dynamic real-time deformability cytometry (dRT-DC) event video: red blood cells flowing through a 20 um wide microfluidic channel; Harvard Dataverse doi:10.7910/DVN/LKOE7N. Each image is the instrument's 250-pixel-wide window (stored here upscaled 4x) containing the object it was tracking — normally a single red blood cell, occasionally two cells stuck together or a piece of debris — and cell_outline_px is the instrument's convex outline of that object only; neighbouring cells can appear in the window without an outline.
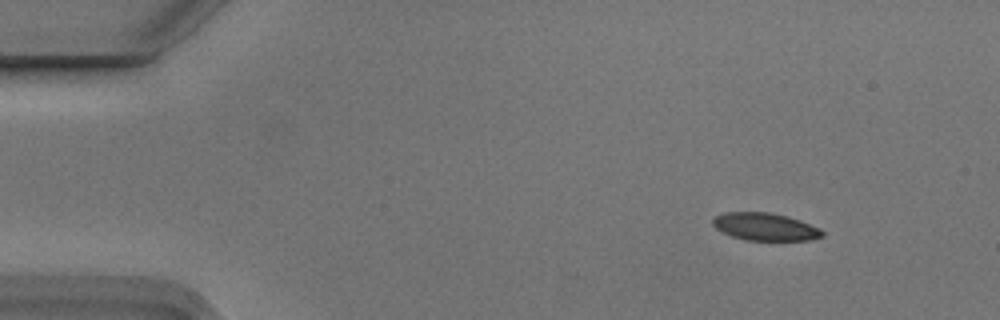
{"species": "Egyptian fruit bat (a non-hibernating species)", "species_latin": "Rousettus aegyptiacus", "temperature_condition": "cold", "stored_images_in_passage": 4, "camera_frame_rate_fps": 3000, "um_per_image_px": 0.085, "animal": {"sex": "male"}, "frame": {"image": 1, "passage_image": 1, "time_ms": 0.0, "image_size_px": [1000, 320], "cell_outline_px": [[824, 236], [812, 240], [744, 240], [720, 232], [712, 224], [712, 216], [724, 212], [768, 212], [788, 216], [800, 220], [820, 228], [824, 232]], "centroid_in_image_um": [65.01, 19.27], "position_along_channel_um": 20.0, "area_um2": 17.86}}
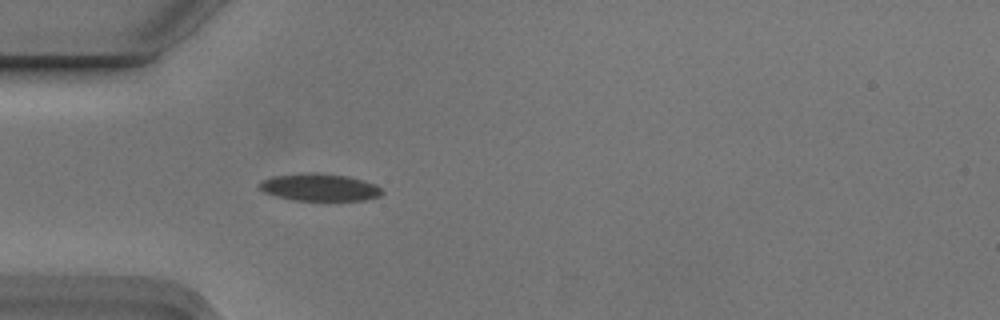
{"frame": {"image": 2, "passage_image": 4, "time_ms": 1.0, "image_size_px": [1000, 320], "cell_outline_px": [[384, 192], [380, 196], [364, 200], [296, 200], [276, 196], [264, 192], [256, 184], [260, 180], [272, 176], [304, 172], [316, 172], [348, 176], [364, 180], [376, 184]], "centroid_in_image_um": [27.14, 15.9], "position_along_channel_um": 57.9, "area_um2": 19.77}}